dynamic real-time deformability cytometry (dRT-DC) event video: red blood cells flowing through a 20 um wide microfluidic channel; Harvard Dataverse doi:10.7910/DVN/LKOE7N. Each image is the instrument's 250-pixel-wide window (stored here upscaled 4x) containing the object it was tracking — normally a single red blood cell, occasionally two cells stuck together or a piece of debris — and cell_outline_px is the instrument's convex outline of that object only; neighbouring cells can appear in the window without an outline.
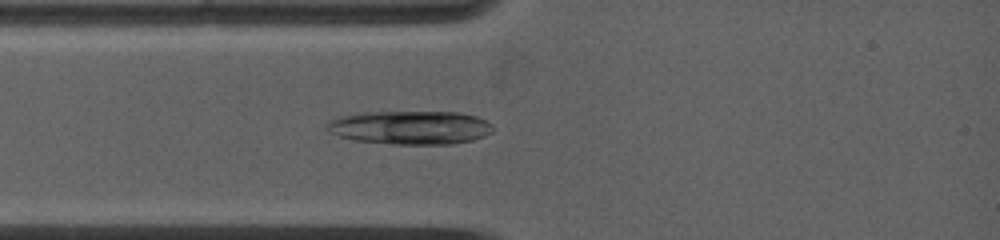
{"species": "common noctule bat (a hibernating species)", "species_latin": "Nyctalus noctula", "temperature_condition": "warm", "stored_images_in_passage": 15, "camera_frame_rate_fps": 5000, "um_per_image_px": 0.085, "animal": {"sex": "female", "body_mass_g": 19.0, "forearm_length_mm": 53.3}, "frame": {"image": 1, "passage_image": 7, "time_ms": 2.0, "image_size_px": [1000, 240], "cell_outline_px": [[492, 132], [484, 136], [472, 140], [452, 144], [392, 144], [356, 140], [340, 136], [328, 132], [324, 124], [328, 120], [336, 116], [364, 112], [456, 112], [476, 116], [492, 124]], "centroid_in_image_um": [34.82, 10.83], "position_along_channel_um": 50.2, "area_um2": 32.66}}
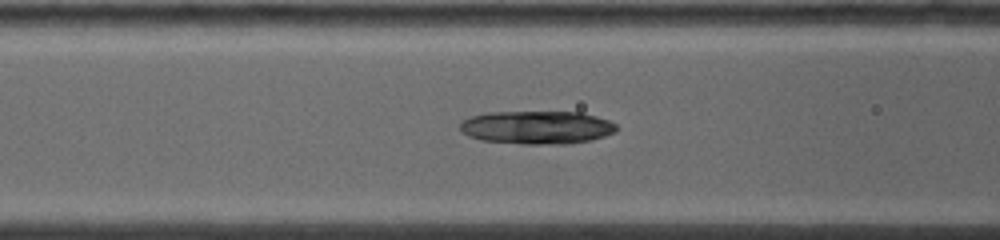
{"frame": {"image": 2, "passage_image": 12, "time_ms": 3.8, "image_size_px": [1000, 240], "cell_outline_px": [[616, 132], [592, 140], [568, 144], [524, 144], [480, 140], [468, 136], [460, 128], [460, 120], [472, 116], [488, 112], [580, 112], [596, 116], [608, 120], [616, 124]], "centroid_in_image_um": [45.63, 10.83], "position_along_channel_um": 121.0, "area_um2": 30.4}}
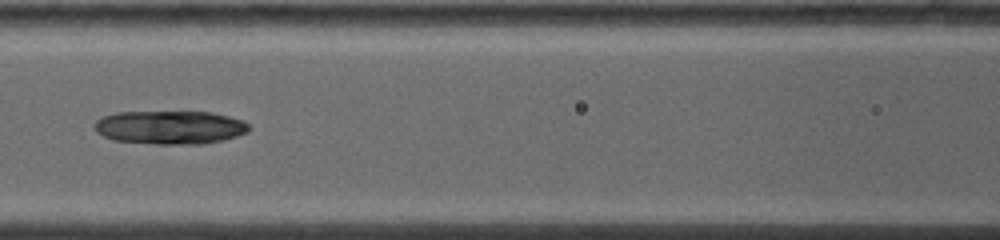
{"frame": {"image": 3, "passage_image": 14, "time_ms": 4.6, "image_size_px": [1000, 240], "cell_outline_px": [[248, 132], [224, 140], [200, 144], [156, 144], [112, 140], [96, 132], [92, 124], [100, 116], [116, 112], [212, 112], [244, 120], [248, 124]], "centroid_in_image_um": [14.4, 10.82], "position_along_channel_um": 152.2, "area_um2": 30.4}}